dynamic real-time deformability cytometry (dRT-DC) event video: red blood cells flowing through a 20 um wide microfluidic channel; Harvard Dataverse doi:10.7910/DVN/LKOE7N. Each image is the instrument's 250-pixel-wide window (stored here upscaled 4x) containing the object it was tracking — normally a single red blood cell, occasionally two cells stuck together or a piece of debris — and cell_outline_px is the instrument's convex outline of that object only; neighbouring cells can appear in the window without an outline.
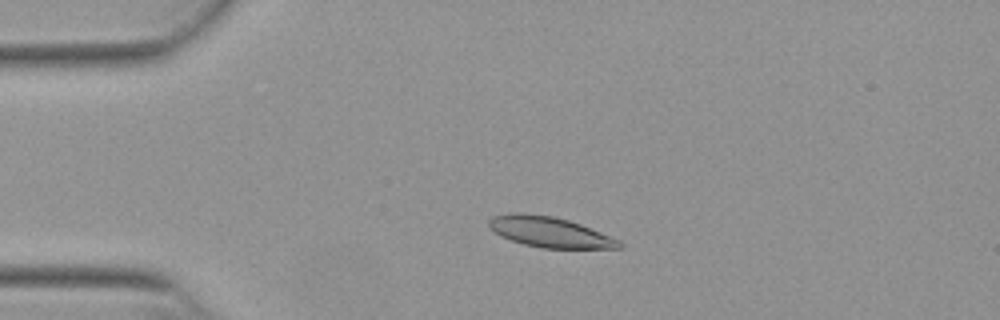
{"species": "Egyptian fruit bat (a non-hibernating species)", "species_latin": "Rousettus aegyptiacus", "temperature_condition": "warm", "stored_images_in_passage": 16, "camera_frame_rate_fps": 3000, "um_per_image_px": 0.085, "animal": {"sex": "female"}, "frame": {"image": 1, "passage_image": 11, "time_ms": 3.333, "image_size_px": [1000, 320], "cell_outline_px": [[624, 244], [620, 248], [540, 248], [524, 244], [500, 236], [488, 228], [488, 220], [492, 216], [508, 212], [520, 212], [552, 216], [568, 220], [580, 224], [620, 240]], "centroid_in_image_um": [46.67, 19.71], "position_along_channel_um": 38.3, "area_um2": 23.24}}